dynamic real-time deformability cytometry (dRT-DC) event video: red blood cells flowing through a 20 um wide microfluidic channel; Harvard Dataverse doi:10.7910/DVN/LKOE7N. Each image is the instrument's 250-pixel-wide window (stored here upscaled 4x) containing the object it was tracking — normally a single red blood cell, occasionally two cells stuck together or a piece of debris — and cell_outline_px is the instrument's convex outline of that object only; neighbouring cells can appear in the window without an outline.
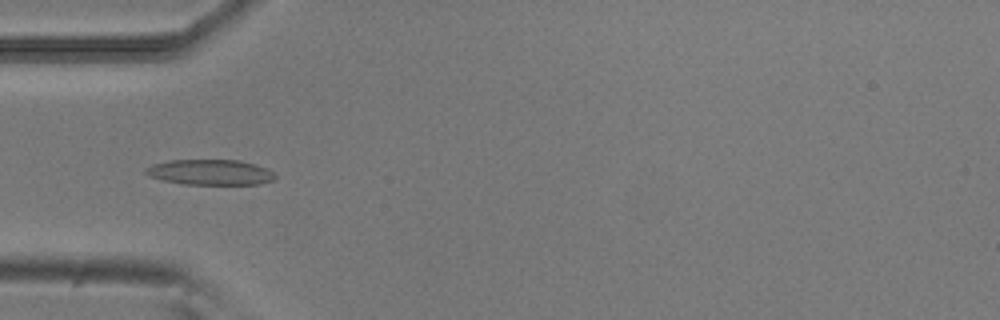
{"species": "common noctule bat (a hibernating species)", "species_latin": "Nyctalus noctula", "temperature_condition": "room temperature", "stored_images_in_passage": 39, "camera_frame_rate_fps": 3000, "um_per_image_px": 0.085, "animal": {"sex": "male", "body_mass_g": 20.5, "forearm_length_mm": 52.5}, "frame": {"image": 1, "passage_image": 5, "time_ms": 1.333, "image_size_px": [1000, 320], "cell_outline_px": [[276, 176], [272, 180], [260, 184], [180, 184], [160, 180], [144, 172], [144, 168], [152, 164], [168, 160], [240, 160], [268, 168]], "centroid_in_image_um": [17.84, 14.64], "position_along_channel_um": 67.2, "area_um2": 19.25}}
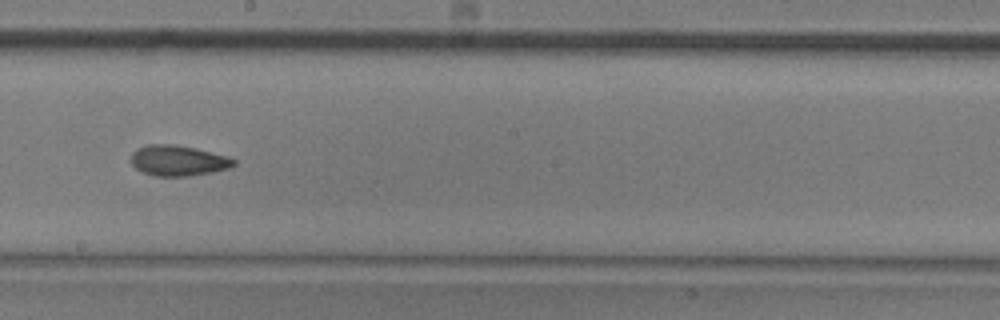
{"frame": {"image": 2, "passage_image": 18, "time_ms": 5.667, "image_size_px": [1000, 320], "cell_outline_px": [[236, 164], [232, 168], [212, 172], [188, 176], [152, 176], [140, 172], [128, 160], [132, 152], [136, 148], [148, 144], [172, 144], [196, 148], [228, 156], [236, 160]], "centroid_in_image_um": [15.11, 13.65], "position_along_channel_um": 233.1, "area_um2": 18.73}}
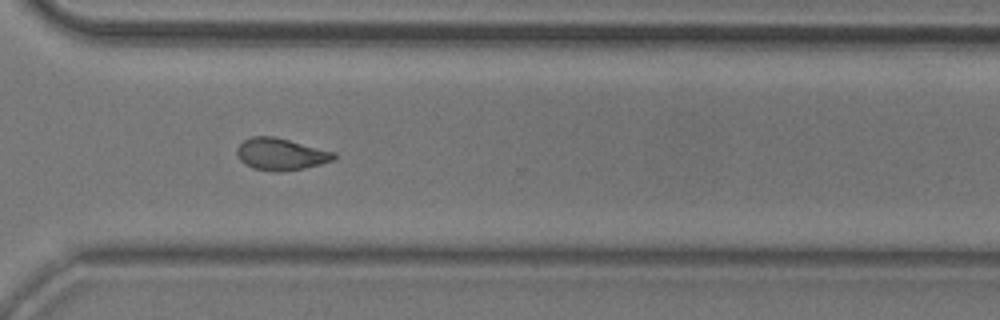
{"frame": {"image": 3, "passage_image": 27, "time_ms": 8.667, "image_size_px": [1000, 320], "cell_outline_px": [[336, 160], [304, 168], [276, 172], [252, 168], [244, 164], [236, 156], [236, 148], [244, 140], [252, 136], [276, 136], [336, 152]], "centroid_in_image_um": [23.87, 13.09], "position_along_channel_um": 346.7, "area_um2": 18.32}, "authors_computed_cell_mechanics": {"area_um2": 17.5134, "velocity_mm_per_s": 3.8042, "shape_relaxation_time_tau1_ms": 7.8006, "shape_relaxation_time_tau2_ms": 5.8332, "deformation_change_tau1": 0.2309, "deformation_change_tau2": 0.0955}}